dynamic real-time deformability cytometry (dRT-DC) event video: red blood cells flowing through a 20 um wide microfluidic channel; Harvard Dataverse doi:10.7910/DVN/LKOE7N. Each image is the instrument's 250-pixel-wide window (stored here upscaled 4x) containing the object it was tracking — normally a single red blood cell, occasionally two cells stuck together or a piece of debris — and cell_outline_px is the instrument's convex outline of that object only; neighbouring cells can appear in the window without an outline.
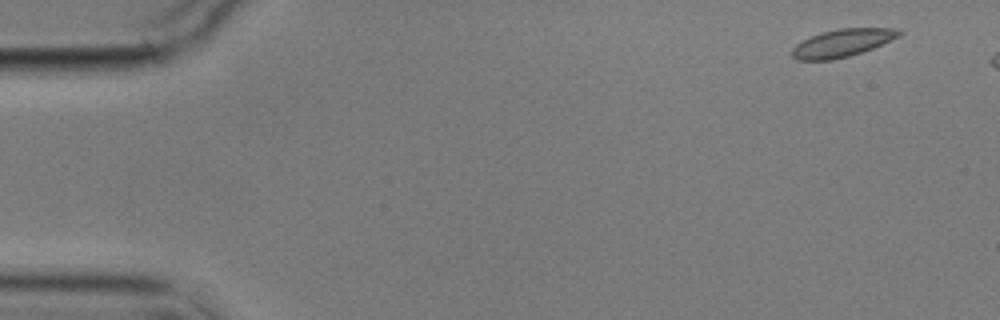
{"species": "common noctule bat (a hibernating species)", "species_latin": "Nyctalus noctula", "temperature_condition": "cold", "stored_images_in_passage": 6, "segment_of_instrument_passage": [1, 2], "camera_frame_rate_fps": 3000, "um_per_image_px": 0.085, "animal": {"sex": "male", "body_mass_g": 17.9}, "frame": {"image": 1, "passage_image": 1, "time_ms": 0.0, "image_size_px": [1000, 320], "cell_outline_px": [[904, 32], [900, 36], [872, 48], [848, 56], [832, 60], [796, 60], [792, 56], [792, 48], [796, 44], [820, 32], [840, 28], [896, 28]], "centroid_in_image_um": [71.59, 3.64], "position_along_channel_um": 13.4, "area_um2": 17.17}}
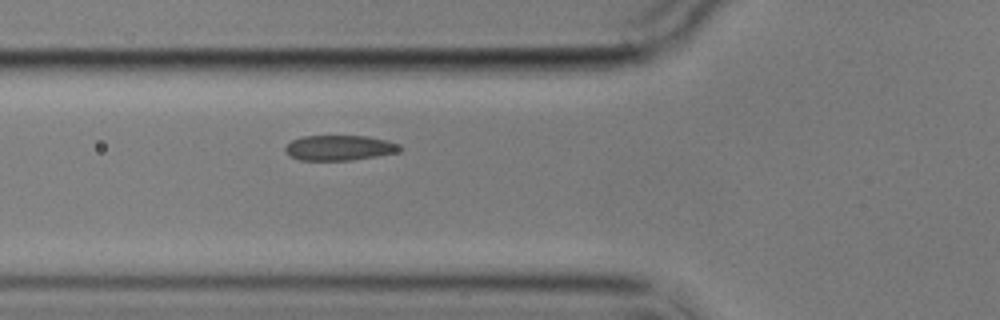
{"frame": {"image": 2, "passage_image": 5, "time_ms": 5.667, "image_size_px": [1000, 320], "cell_outline_px": [[404, 148], [396, 152], [376, 156], [352, 160], [300, 160], [288, 156], [284, 152], [284, 148], [292, 140], [300, 136], [368, 136], [388, 140], [400, 144]], "centroid_in_image_um": [28.83, 12.56], "position_along_channel_um": 97.0, "area_um2": 16.99}}